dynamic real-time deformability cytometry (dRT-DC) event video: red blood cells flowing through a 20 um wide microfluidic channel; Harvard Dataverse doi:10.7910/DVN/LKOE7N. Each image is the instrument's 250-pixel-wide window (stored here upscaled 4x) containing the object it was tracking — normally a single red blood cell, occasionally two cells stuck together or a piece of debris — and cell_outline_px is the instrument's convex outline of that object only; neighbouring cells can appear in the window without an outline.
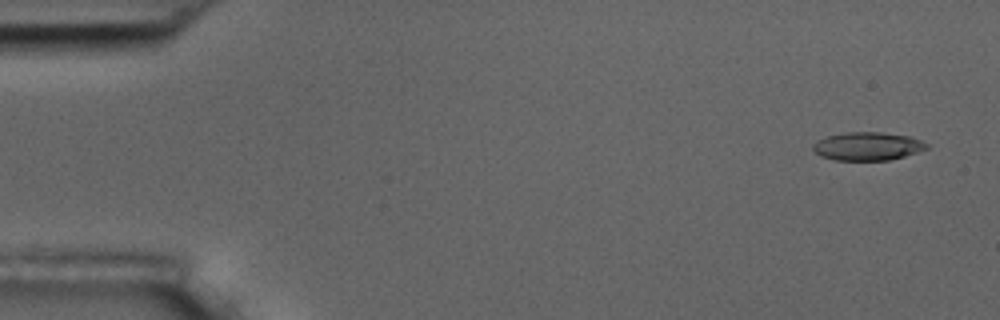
{"species": "common noctule bat (a hibernating species)", "species_latin": "Nyctalus noctula", "temperature_condition": "room temperature", "stored_images_in_passage": 4, "camera_frame_rate_fps": 3000, "um_per_image_px": 0.085, "animal": {"sex": "male", "body_mass_g": 17.5, "forearm_length_mm": 52.3}, "frame": {"image": 1, "passage_image": 1, "time_ms": 0.0, "image_size_px": [1000, 320], "cell_outline_px": [[928, 148], [904, 156], [888, 160], [836, 160], [820, 156], [812, 148], [812, 144], [828, 136], [848, 132], [880, 132], [908, 136], [920, 140], [928, 144]], "centroid_in_image_um": [73.74, 12.43], "position_along_channel_um": 11.3, "area_um2": 18.44}}